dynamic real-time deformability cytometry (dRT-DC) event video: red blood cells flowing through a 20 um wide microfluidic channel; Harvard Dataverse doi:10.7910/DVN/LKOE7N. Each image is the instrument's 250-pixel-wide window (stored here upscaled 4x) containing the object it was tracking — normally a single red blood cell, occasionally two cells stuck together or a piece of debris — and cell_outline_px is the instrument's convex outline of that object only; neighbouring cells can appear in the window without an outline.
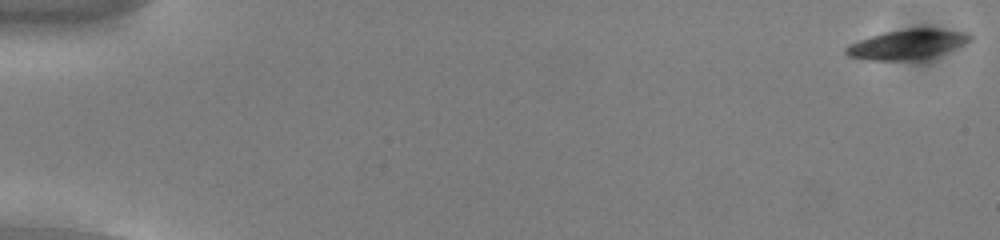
{"species": "common noctule bat (a hibernating species)", "species_latin": "Nyctalus noctula", "temperature_condition": "cold", "stored_images_in_passage": 54, "camera_frame_rate_fps": 3000, "um_per_image_px": 0.085, "animal": {"sex": "male", "body_mass_g": 13.0, "forearm_length_mm": 53.1}, "frame": {"image": 1, "passage_image": 1, "time_ms": 0.0, "image_size_px": [1000, 240], "cell_outline_px": [[972, 40], [956, 48], [920, 60], [864, 60], [848, 56], [844, 52], [844, 48], [848, 44], [884, 32], [908, 28], [932, 28], [968, 32], [972, 36]], "centroid_in_image_um": [77.11, 3.77], "position_along_channel_um": 7.9, "area_um2": 21.62}}
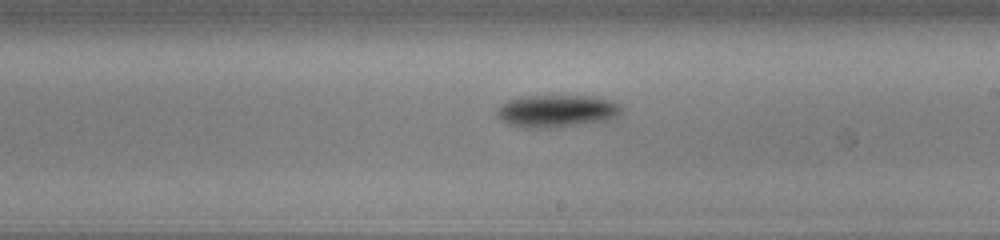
{"frame": {"image": 2, "passage_image": 32, "time_ms": 10.333, "image_size_px": [1000, 240], "cell_outline_px": [[620, 112], [616, 116], [604, 120], [548, 128], [536, 128], [508, 124], [500, 120], [496, 116], [496, 112], [508, 100], [524, 96], [592, 96], [612, 100], [620, 104]], "centroid_in_image_um": [47.3, 9.42], "position_along_channel_um": 241.7, "area_um2": 23.0}}
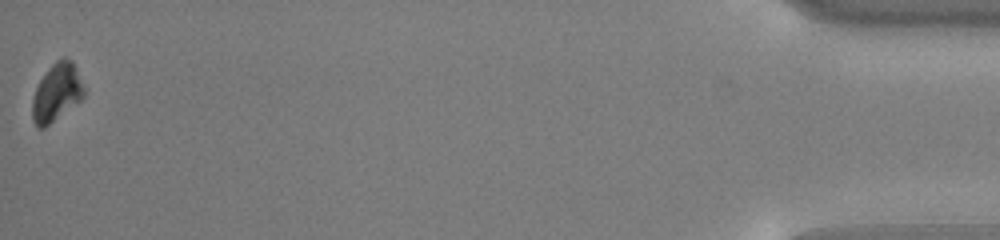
{"frame": {"image": 3, "passage_image": 54, "time_ms": 17.667, "image_size_px": [1000, 240], "cell_outline_px": [[84, 96], [80, 100], [44, 128], [40, 128], [32, 120], [32, 100], [36, 88], [40, 80], [48, 68], [60, 56], [64, 56], [72, 60], [84, 88]], "centroid_in_image_um": [4.8, 7.82], "position_along_channel_um": 430.4, "area_um2": 17.17}, "authors_computed_cell_mechanics": {"area_um2": 20.1722, "velocity_mm_per_s": 3.8222, "shape_relaxation_time_tau1_ms": 1.3533, "shape_relaxation_time_tau2_ms": null, "deformation_change_tau1": 0.1018, "deformation_change_tau2": null}}